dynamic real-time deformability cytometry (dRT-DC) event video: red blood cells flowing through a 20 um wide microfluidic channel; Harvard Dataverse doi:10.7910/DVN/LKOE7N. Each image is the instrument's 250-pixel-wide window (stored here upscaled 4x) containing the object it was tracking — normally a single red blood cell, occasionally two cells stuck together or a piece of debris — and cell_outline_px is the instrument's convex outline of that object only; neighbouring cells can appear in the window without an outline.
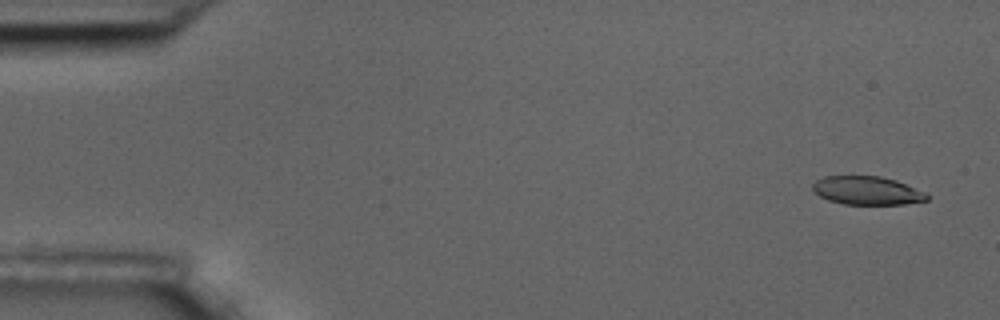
{"species": "common noctule bat (a hibernating species)", "species_latin": "Nyctalus noctula", "temperature_condition": "room temperature", "stored_images_in_passage": 5, "camera_frame_rate_fps": 3000, "um_per_image_px": 0.085, "animal": {"sex": "male", "body_mass_g": 17.5, "forearm_length_mm": 52.3}, "frame": {"image": 1, "passage_image": 1, "time_ms": 0.0, "image_size_px": [1000, 320], "cell_outline_px": [[928, 200], [904, 204], [844, 204], [828, 200], [812, 192], [812, 184], [816, 180], [824, 176], [880, 176], [896, 180], [924, 192], [928, 196]], "centroid_in_image_um": [73.65, 16.19], "position_along_channel_um": 11.3, "area_um2": 18.9}}
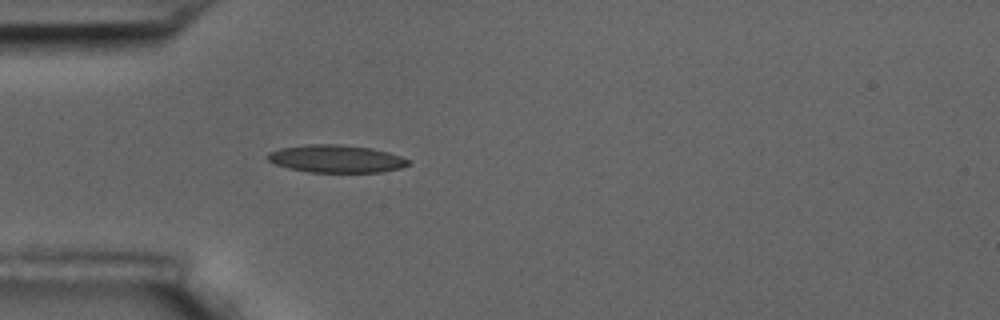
{"frame": {"image": 2, "passage_image": 5, "time_ms": 4.667, "image_size_px": [1000, 320], "cell_outline_px": [[412, 164], [400, 168], [380, 172], [312, 172], [288, 168], [276, 164], [268, 160], [264, 156], [268, 152], [280, 148], [308, 144], [340, 144], [372, 148], [388, 152], [412, 160]], "centroid_in_image_um": [28.59, 13.49], "position_along_channel_um": 56.4, "area_um2": 22.83}}